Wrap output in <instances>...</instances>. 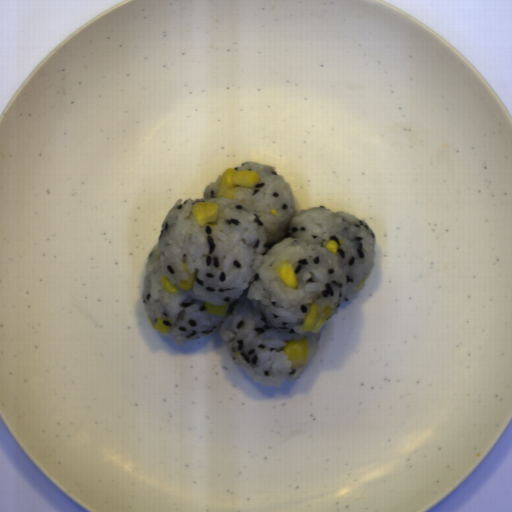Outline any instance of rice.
I'll list each match as a JSON object with an SVG mask.
<instances>
[{"label":"rice","mask_w":512,"mask_h":512,"mask_svg":"<svg viewBox=\"0 0 512 512\" xmlns=\"http://www.w3.org/2000/svg\"><path fill=\"white\" fill-rule=\"evenodd\" d=\"M233 169L257 172L258 184L237 186L226 199L217 196L221 174L202 198L180 199L166 214L146 260L143 309L153 324L162 319L170 327L160 334L177 346L218 330L249 378L277 388L298 379L317 353L321 334L303 331L311 304L320 317L331 309L328 320L358 295L372 275L377 242L369 225L348 212L298 211L291 184L276 167L248 160ZM200 202L218 204L216 221L196 223L192 206ZM333 239L336 254L325 248ZM182 263L197 275L187 291L176 284L187 280ZM286 263L298 278L295 289L279 277ZM163 275L180 291L168 294ZM205 302L229 307L225 316L208 314ZM305 338L308 363L291 368L282 349L287 340Z\"/></svg>","instance_id":"1"}]
</instances>
